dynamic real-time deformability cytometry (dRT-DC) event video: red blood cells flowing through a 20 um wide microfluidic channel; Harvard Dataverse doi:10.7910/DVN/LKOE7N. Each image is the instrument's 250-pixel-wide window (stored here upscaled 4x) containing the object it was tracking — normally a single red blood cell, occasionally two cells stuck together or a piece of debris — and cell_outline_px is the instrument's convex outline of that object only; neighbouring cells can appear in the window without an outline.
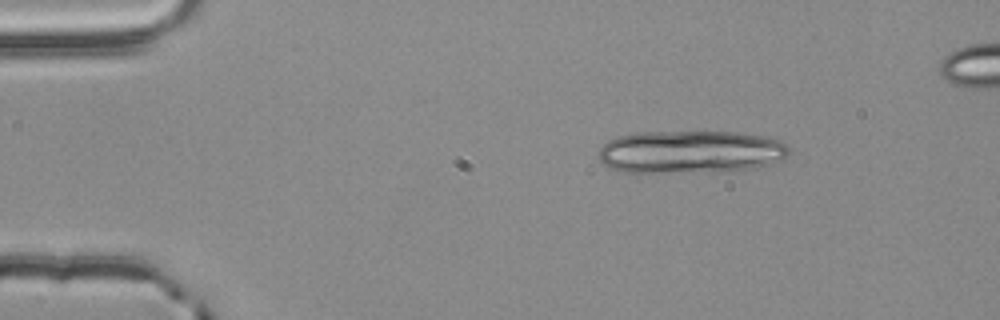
{"species": "common noctule bat (a hibernating species)", "species_latin": "Nyctalus noctula", "temperature_condition": "room temperature", "stored_images_in_passage": 3, "camera_frame_rate_fps": 3000, "um_per_image_px": 0.085, "animal": {"sex": "male", "body_mass_g": 20.4}, "frame": {"image": 1, "passage_image": 1, "time_ms": 0.0, "image_size_px": [1000, 320], "cell_outline_px": [[788, 152], [780, 160], [768, 164], [752, 168], [724, 172], [624, 172], [600, 164], [596, 156], [600, 148], [608, 140], [616, 136], [636, 132], [736, 132], [760, 136], [776, 140], [784, 144], [788, 148]], "centroid_in_image_um": [58.58, 12.92], "position_along_channel_um": 26.4, "area_um2": 47.63}}